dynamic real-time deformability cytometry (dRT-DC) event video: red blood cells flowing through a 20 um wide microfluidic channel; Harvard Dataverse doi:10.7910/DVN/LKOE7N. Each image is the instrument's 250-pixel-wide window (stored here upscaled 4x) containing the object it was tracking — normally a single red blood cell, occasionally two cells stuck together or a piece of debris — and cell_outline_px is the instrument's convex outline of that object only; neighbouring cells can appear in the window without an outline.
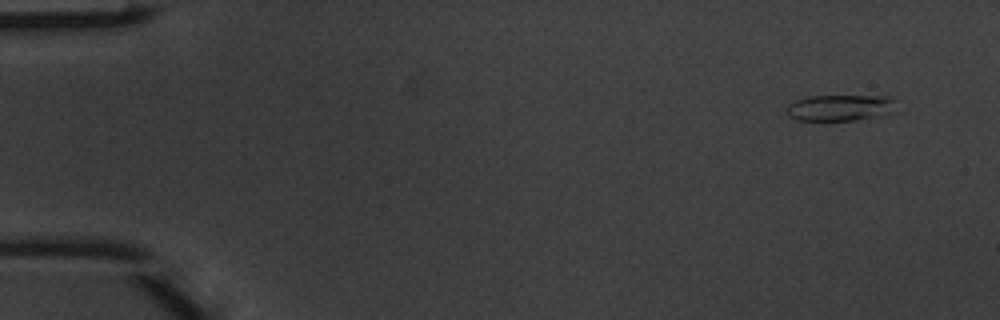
{"species": "common noctule bat (a hibernating species)", "species_latin": "Nyctalus noctula", "temperature_condition": "warm", "stored_images_in_passage": 4, "camera_frame_rate_fps": 3000, "um_per_image_px": 0.085, "animal": {"sex": "male", "body_mass_g": 20.1, "forearm_length_mm": 53.5}, "frame": {"image": 1, "passage_image": 1, "time_ms": 0.0, "image_size_px": [1000, 320], "cell_outline_px": [[892, 100], [868, 116], [856, 120], [800, 120], [788, 116], [788, 104], [796, 100], [808, 96], [892, 96]], "centroid_in_image_um": [71.06, 9.13], "position_along_channel_um": 13.9, "area_um2": 15.09}}